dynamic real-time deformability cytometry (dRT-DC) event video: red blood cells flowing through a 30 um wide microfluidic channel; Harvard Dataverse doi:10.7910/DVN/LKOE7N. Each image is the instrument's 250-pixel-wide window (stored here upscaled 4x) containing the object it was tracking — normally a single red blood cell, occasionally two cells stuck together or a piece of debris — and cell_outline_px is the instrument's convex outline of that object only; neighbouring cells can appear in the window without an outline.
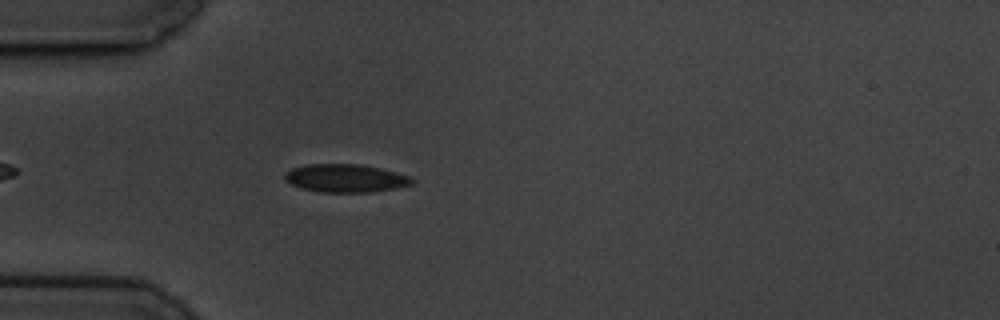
{"species": "common noctule bat (a hibernating species)", "species_latin": "Nyctalus noctula", "temperature_condition": "cold", "stored_images_in_passage": 45, "camera_frame_rate_fps": 3000, "um_per_image_px": 0.085, "animal": {"sex": "male", "body_mass_g": 19.5, "forearm_length_mm": 54.6}, "frame": {"image": 1, "passage_image": 6, "time_ms": 1.667, "image_size_px": [1000, 320], "cell_outline_px": [[416, 180], [412, 184], [396, 188], [372, 192], [316, 192], [300, 188], [284, 180], [284, 172], [292, 168], [304, 164], [360, 164], [380, 168], [412, 176]], "centroid_in_image_um": [29.36, 15.15], "position_along_channel_um": 55.6, "area_um2": 21.15}}
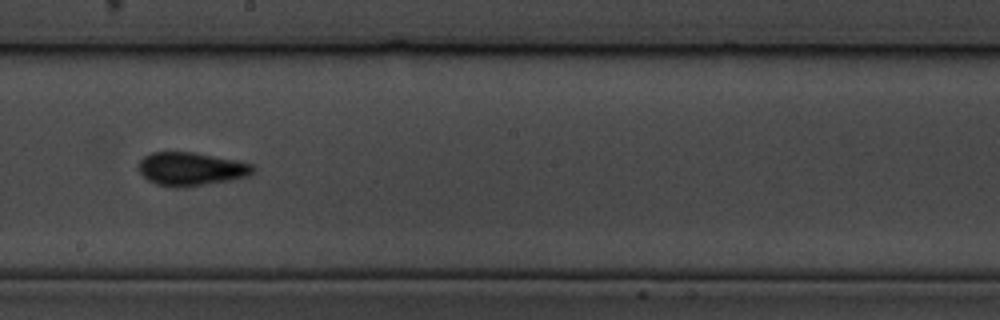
{"frame": {"image": 2, "passage_image": 22, "time_ms": 7.0, "image_size_px": [1000, 320], "cell_outline_px": [[256, 168], [248, 176], [228, 180], [184, 188], [176, 188], [156, 184], [148, 180], [140, 172], [140, 160], [144, 156], [152, 152], [192, 152], [236, 160], [252, 164]], "centroid_in_image_um": [16.23, 14.37], "position_along_channel_um": 232.0, "area_um2": 22.08}}
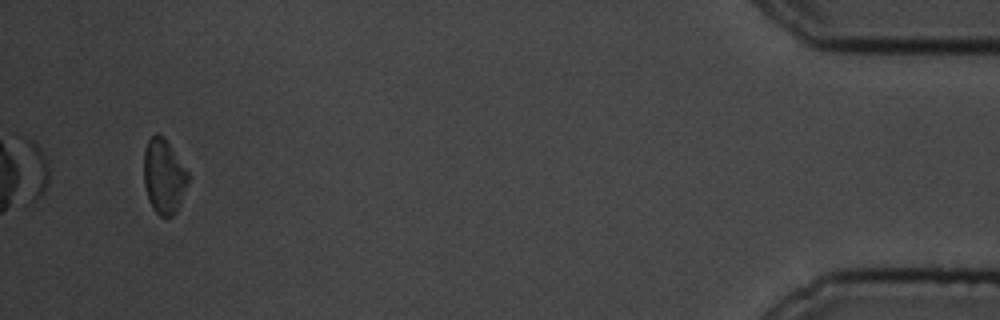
{"frame": {"image": 3, "passage_image": 45, "time_ms": 14.667, "image_size_px": [1000, 320], "cell_outline_px": [[188, 184], [176, 212], [172, 216], [160, 216], [152, 208], [148, 200], [144, 184], [144, 152], [148, 140], [156, 132], [160, 132], [164, 136], [188, 172]], "centroid_in_image_um": [13.91, 14.97], "position_along_channel_um": 421.3, "area_um2": 19.31}, "authors_computed_cell_mechanics": {"area_um2": 20.8658, "velocity_mm_per_s": 3.4336, "shape_relaxation_time_tau1_ms": 5.8363, "shape_relaxation_time_tau2_ms": null, "deformation_change_tau1": 0.1153, "deformation_change_tau2": null}}